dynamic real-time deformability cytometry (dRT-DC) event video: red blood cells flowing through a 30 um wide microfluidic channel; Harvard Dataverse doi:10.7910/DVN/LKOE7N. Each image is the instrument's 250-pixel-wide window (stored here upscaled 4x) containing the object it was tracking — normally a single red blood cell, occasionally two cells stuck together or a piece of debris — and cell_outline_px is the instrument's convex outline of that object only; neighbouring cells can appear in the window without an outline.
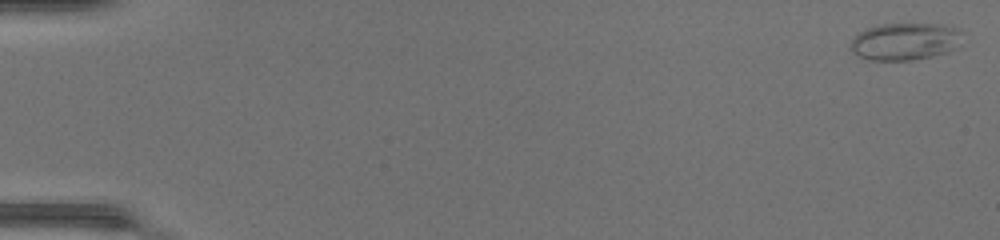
{"species": "common noctule bat (a hibernating species)", "species_latin": "Nyctalus noctula", "temperature_condition": "warm", "stored_images_in_passage": 48, "camera_frame_rate_fps": 3000, "um_per_image_px": 0.085, "animal": {"sex": "female", "body_mass_g": 17.0, "forearm_length_mm": 48.0}, "frame": {"image": 1, "passage_image": 1, "time_ms": 0.0, "image_size_px": [1000, 240], "cell_outline_px": [[960, 32], [956, 48], [948, 52], [932, 56], [908, 60], [868, 60], [856, 56], [848, 48], [852, 36], [868, 28], [880, 24], [940, 24], [960, 28]], "centroid_in_image_um": [76.85, 3.53], "position_along_channel_um": 8.2, "area_um2": 24.39}}
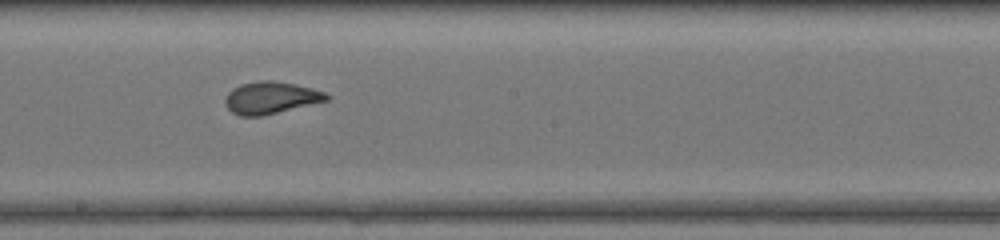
{"frame": {"image": 2, "passage_image": 28, "time_ms": 9.0, "image_size_px": [1000, 240], "cell_outline_px": [[332, 96], [328, 100], [260, 116], [240, 116], [232, 112], [224, 104], [224, 100], [228, 92], [232, 88], [240, 84], [260, 80], [272, 80], [296, 84], [312, 88], [324, 92]], "centroid_in_image_um": [22.99, 8.29], "position_along_channel_um": 225.2, "area_um2": 18.96}}
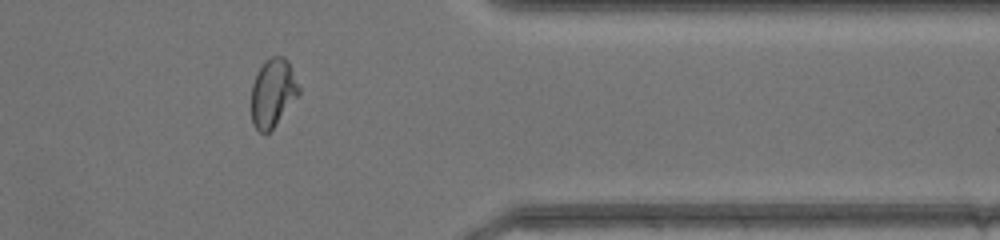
{"frame": {"image": 3, "passage_image": 40, "time_ms": 13.0, "image_size_px": [1000, 240], "cell_outline_px": [[300, 92], [272, 128], [268, 132], [260, 132], [252, 124], [252, 84], [264, 60], [272, 56], [284, 56], [288, 60], [292, 68], [300, 88]], "centroid_in_image_um": [23.19, 7.84], "position_along_channel_um": 388.2, "area_um2": 18.55}, "authors_computed_cell_mechanics": {"area_um2": 19.9121, "velocity_mm_per_s": 4.3919, "shape_relaxation_time_tau1_ms": null, "shape_relaxation_time_tau2_ms": 0.584, "deformation_change_tau1": null, "deformation_change_tau2": 0.0571}}